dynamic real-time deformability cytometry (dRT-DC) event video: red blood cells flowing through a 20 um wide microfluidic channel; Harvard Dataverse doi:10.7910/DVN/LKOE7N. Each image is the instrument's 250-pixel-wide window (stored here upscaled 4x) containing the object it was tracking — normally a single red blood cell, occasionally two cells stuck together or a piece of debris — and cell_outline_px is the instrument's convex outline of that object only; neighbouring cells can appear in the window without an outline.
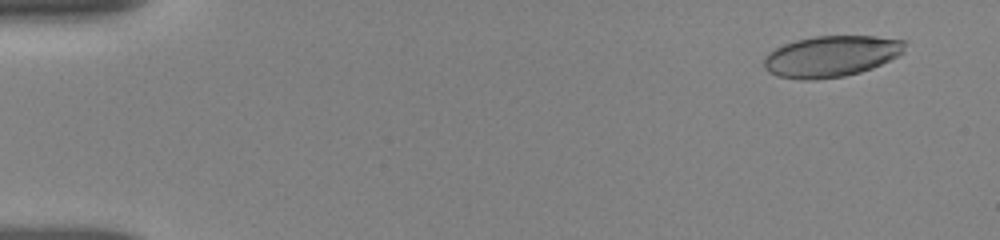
{"species": "human", "species_latin": "Homo sapiens", "temperature_condition": "room temperature", "stored_images_in_passage": 13, "camera_frame_rate_fps": 3000, "um_per_image_px": 0.085, "donor": {"sex": "female"}, "frame": {"image": 1, "passage_image": 2, "time_ms": 0.333, "image_size_px": [1000, 240], "cell_outline_px": [[908, 44], [904, 52], [900, 56], [872, 68], [860, 72], [844, 76], [812, 80], [800, 80], [776, 76], [768, 72], [764, 68], [764, 60], [768, 52], [784, 44], [796, 40], [816, 36], [876, 36], [908, 40]], "centroid_in_image_um": [70.69, 4.78], "position_along_channel_um": 14.3, "area_um2": 34.22}}
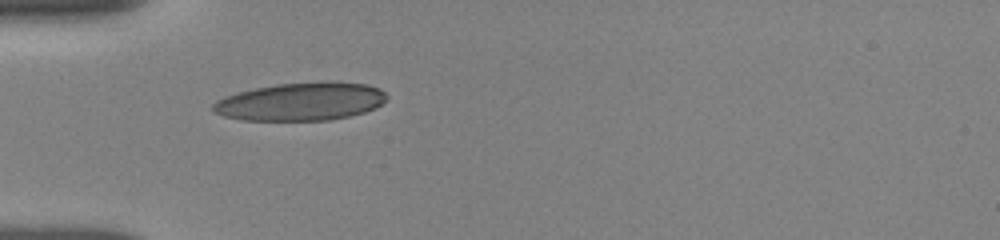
{"frame": {"image": 2, "passage_image": 10, "time_ms": 4.667, "image_size_px": [1000, 240], "cell_outline_px": [[388, 100], [376, 108], [364, 112], [348, 116], [328, 120], [240, 120], [224, 116], [212, 112], [212, 104], [216, 100], [224, 96], [236, 92], [276, 84], [368, 84], [380, 88], [388, 96]], "centroid_in_image_um": [25.52, 8.67], "position_along_channel_um": 59.5, "area_um2": 37.8}}
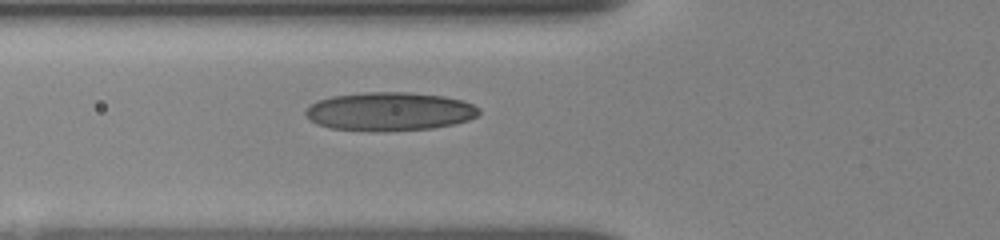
{"frame": {"image": 3, "passage_image": 13, "time_ms": 5.667, "image_size_px": [1000, 240], "cell_outline_px": [[480, 112], [476, 116], [468, 120], [452, 124], [432, 128], [384, 132], [372, 132], [332, 128], [316, 124], [308, 120], [304, 112], [312, 104], [320, 100], [332, 96], [364, 92], [408, 92], [444, 96], [464, 100], [480, 108]], "centroid_in_image_um": [33.11, 9.48], "position_along_channel_um": 92.7, "area_um2": 39.25}}